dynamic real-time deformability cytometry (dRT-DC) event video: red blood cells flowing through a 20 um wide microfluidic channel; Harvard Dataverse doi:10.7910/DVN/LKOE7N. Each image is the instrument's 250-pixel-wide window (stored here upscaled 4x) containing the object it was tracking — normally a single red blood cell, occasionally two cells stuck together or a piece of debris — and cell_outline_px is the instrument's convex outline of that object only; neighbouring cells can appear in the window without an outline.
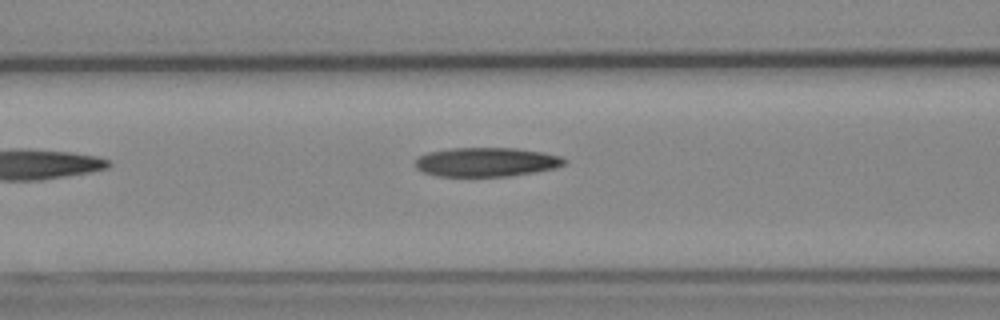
{"species": "Egyptian fruit bat (a non-hibernating species)", "species_latin": "Rousettus aegyptiacus", "temperature_condition": "cold", "stored_images_in_passage": 6, "camera_frame_rate_fps": 3000, "um_per_image_px": 0.085, "animal": {"sex": "female"}, "frame": {"image": 1, "passage_image": 6, "time_ms": 6.667, "image_size_px": [1000, 320], "cell_outline_px": [[568, 160], [564, 164], [556, 168], [508, 176], [440, 176], [424, 172], [416, 168], [416, 160], [420, 156], [428, 152], [448, 148], [516, 148], [544, 152], [560, 156]], "centroid_in_image_um": [41.36, 13.76], "position_along_channel_um": 125.2, "area_um2": 25.2}}